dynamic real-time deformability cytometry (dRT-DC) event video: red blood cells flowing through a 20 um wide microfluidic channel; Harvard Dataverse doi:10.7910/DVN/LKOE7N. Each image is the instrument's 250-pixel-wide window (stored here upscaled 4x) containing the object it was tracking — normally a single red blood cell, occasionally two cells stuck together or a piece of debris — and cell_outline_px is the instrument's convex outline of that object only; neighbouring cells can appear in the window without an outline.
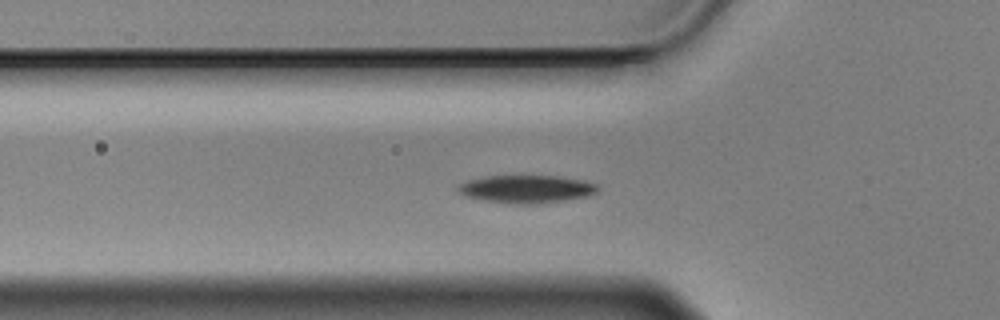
{"species": "Egyptian fruit bat (a non-hibernating species)", "species_latin": "Rousettus aegyptiacus", "temperature_condition": "cold", "stored_images_in_passage": 41, "segment_of_instrument_passage": [1, 2], "camera_frame_rate_fps": 3000, "um_per_image_px": 0.085, "animal": {"sex": "male"}, "frame": {"image": 1, "passage_image": 2, "time_ms": 0.333, "image_size_px": [1000, 320], "cell_outline_px": [[600, 192], [588, 196], [564, 200], [536, 204], [512, 204], [484, 200], [464, 196], [456, 188], [460, 184], [468, 180], [488, 176], [556, 176], [584, 180], [600, 184]], "centroid_in_image_um": [44.82, 16.07], "position_along_channel_um": 81.0, "area_um2": 22.83}}
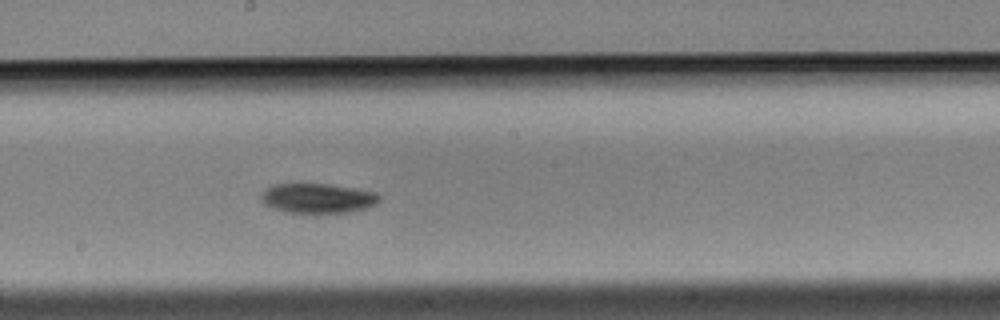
{"frame": {"image": 2, "passage_image": 14, "time_ms": 4.333, "image_size_px": [1000, 320], "cell_outline_px": [[380, 200], [376, 204], [364, 208], [348, 212], [292, 212], [276, 208], [264, 204], [260, 200], [260, 192], [264, 188], [272, 184], [328, 184], [376, 192], [380, 196]], "centroid_in_image_um": [26.96, 16.83], "position_along_channel_um": 221.2, "area_um2": 20.23}}
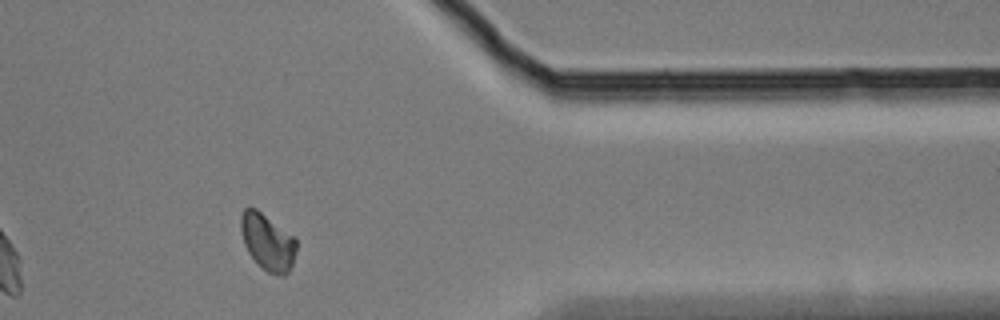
{"frame": {"image": 3, "passage_image": 30, "time_ms": 9.667, "image_size_px": [1000, 320], "cell_outline_px": [[296, 252], [292, 264], [288, 272], [284, 276], [276, 276], [268, 272], [248, 252], [244, 244], [240, 228], [240, 216], [244, 208], [256, 208], [296, 236]], "centroid_in_image_um": [22.76, 20.54], "position_along_channel_um": 388.6, "area_um2": 18.44}}